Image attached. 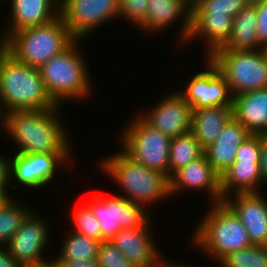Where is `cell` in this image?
Here are the masks:
<instances>
[{
	"label": "cell",
	"mask_w": 267,
	"mask_h": 267,
	"mask_svg": "<svg viewBox=\"0 0 267 267\" xmlns=\"http://www.w3.org/2000/svg\"><path fill=\"white\" fill-rule=\"evenodd\" d=\"M45 221L31 211L6 245L11 256L22 265L39 264L50 260L43 255L50 238V230Z\"/></svg>",
	"instance_id": "obj_13"
},
{
	"label": "cell",
	"mask_w": 267,
	"mask_h": 267,
	"mask_svg": "<svg viewBox=\"0 0 267 267\" xmlns=\"http://www.w3.org/2000/svg\"><path fill=\"white\" fill-rule=\"evenodd\" d=\"M74 40L59 15L43 25L27 27L12 33L4 41V49L17 61L39 69Z\"/></svg>",
	"instance_id": "obj_5"
},
{
	"label": "cell",
	"mask_w": 267,
	"mask_h": 267,
	"mask_svg": "<svg viewBox=\"0 0 267 267\" xmlns=\"http://www.w3.org/2000/svg\"><path fill=\"white\" fill-rule=\"evenodd\" d=\"M203 155L204 149L191 132L172 138L169 149V178Z\"/></svg>",
	"instance_id": "obj_26"
},
{
	"label": "cell",
	"mask_w": 267,
	"mask_h": 267,
	"mask_svg": "<svg viewBox=\"0 0 267 267\" xmlns=\"http://www.w3.org/2000/svg\"><path fill=\"white\" fill-rule=\"evenodd\" d=\"M15 198H5L0 204V246L7 245L22 222L31 212ZM22 204V205H21ZM29 210V211H28Z\"/></svg>",
	"instance_id": "obj_27"
},
{
	"label": "cell",
	"mask_w": 267,
	"mask_h": 267,
	"mask_svg": "<svg viewBox=\"0 0 267 267\" xmlns=\"http://www.w3.org/2000/svg\"><path fill=\"white\" fill-rule=\"evenodd\" d=\"M99 243L100 241L96 239L72 231L62 244L59 255L53 259L55 261L96 259Z\"/></svg>",
	"instance_id": "obj_28"
},
{
	"label": "cell",
	"mask_w": 267,
	"mask_h": 267,
	"mask_svg": "<svg viewBox=\"0 0 267 267\" xmlns=\"http://www.w3.org/2000/svg\"><path fill=\"white\" fill-rule=\"evenodd\" d=\"M261 193H234L223 201L245 226L252 245L267 246V199Z\"/></svg>",
	"instance_id": "obj_15"
},
{
	"label": "cell",
	"mask_w": 267,
	"mask_h": 267,
	"mask_svg": "<svg viewBox=\"0 0 267 267\" xmlns=\"http://www.w3.org/2000/svg\"><path fill=\"white\" fill-rule=\"evenodd\" d=\"M60 107L15 110L5 114V133L10 134L19 148L15 153L71 154L68 129L58 114Z\"/></svg>",
	"instance_id": "obj_1"
},
{
	"label": "cell",
	"mask_w": 267,
	"mask_h": 267,
	"mask_svg": "<svg viewBox=\"0 0 267 267\" xmlns=\"http://www.w3.org/2000/svg\"><path fill=\"white\" fill-rule=\"evenodd\" d=\"M247 4H256V3H259V2H262L263 0H244Z\"/></svg>",
	"instance_id": "obj_42"
},
{
	"label": "cell",
	"mask_w": 267,
	"mask_h": 267,
	"mask_svg": "<svg viewBox=\"0 0 267 267\" xmlns=\"http://www.w3.org/2000/svg\"><path fill=\"white\" fill-rule=\"evenodd\" d=\"M5 198L6 197L0 192V204H1L2 201H4Z\"/></svg>",
	"instance_id": "obj_45"
},
{
	"label": "cell",
	"mask_w": 267,
	"mask_h": 267,
	"mask_svg": "<svg viewBox=\"0 0 267 267\" xmlns=\"http://www.w3.org/2000/svg\"><path fill=\"white\" fill-rule=\"evenodd\" d=\"M246 5L244 0H191V15H229L234 18Z\"/></svg>",
	"instance_id": "obj_30"
},
{
	"label": "cell",
	"mask_w": 267,
	"mask_h": 267,
	"mask_svg": "<svg viewBox=\"0 0 267 267\" xmlns=\"http://www.w3.org/2000/svg\"><path fill=\"white\" fill-rule=\"evenodd\" d=\"M0 105L5 114L59 107L48 94L39 69L17 61L5 49L0 53Z\"/></svg>",
	"instance_id": "obj_2"
},
{
	"label": "cell",
	"mask_w": 267,
	"mask_h": 267,
	"mask_svg": "<svg viewBox=\"0 0 267 267\" xmlns=\"http://www.w3.org/2000/svg\"><path fill=\"white\" fill-rule=\"evenodd\" d=\"M22 267H57L55 260L50 258V260H47L46 262H42L39 264H26L23 265Z\"/></svg>",
	"instance_id": "obj_40"
},
{
	"label": "cell",
	"mask_w": 267,
	"mask_h": 267,
	"mask_svg": "<svg viewBox=\"0 0 267 267\" xmlns=\"http://www.w3.org/2000/svg\"><path fill=\"white\" fill-rule=\"evenodd\" d=\"M96 260L101 267H135L111 240L100 241Z\"/></svg>",
	"instance_id": "obj_32"
},
{
	"label": "cell",
	"mask_w": 267,
	"mask_h": 267,
	"mask_svg": "<svg viewBox=\"0 0 267 267\" xmlns=\"http://www.w3.org/2000/svg\"><path fill=\"white\" fill-rule=\"evenodd\" d=\"M165 267H185V266H181V265H174V263L172 264V262H171V264H170V262H168V263H165ZM187 267V266H186ZM193 267V266H192Z\"/></svg>",
	"instance_id": "obj_43"
},
{
	"label": "cell",
	"mask_w": 267,
	"mask_h": 267,
	"mask_svg": "<svg viewBox=\"0 0 267 267\" xmlns=\"http://www.w3.org/2000/svg\"><path fill=\"white\" fill-rule=\"evenodd\" d=\"M11 171V158H5L0 155V192L6 197H11L8 191Z\"/></svg>",
	"instance_id": "obj_36"
},
{
	"label": "cell",
	"mask_w": 267,
	"mask_h": 267,
	"mask_svg": "<svg viewBox=\"0 0 267 267\" xmlns=\"http://www.w3.org/2000/svg\"><path fill=\"white\" fill-rule=\"evenodd\" d=\"M220 267H267V246L252 245L224 256Z\"/></svg>",
	"instance_id": "obj_29"
},
{
	"label": "cell",
	"mask_w": 267,
	"mask_h": 267,
	"mask_svg": "<svg viewBox=\"0 0 267 267\" xmlns=\"http://www.w3.org/2000/svg\"><path fill=\"white\" fill-rule=\"evenodd\" d=\"M181 18L184 21L179 37L181 43H186L191 28V0H149L145 21L139 28L148 33L159 32Z\"/></svg>",
	"instance_id": "obj_18"
},
{
	"label": "cell",
	"mask_w": 267,
	"mask_h": 267,
	"mask_svg": "<svg viewBox=\"0 0 267 267\" xmlns=\"http://www.w3.org/2000/svg\"><path fill=\"white\" fill-rule=\"evenodd\" d=\"M233 117L251 135L267 134V88L233 96Z\"/></svg>",
	"instance_id": "obj_21"
},
{
	"label": "cell",
	"mask_w": 267,
	"mask_h": 267,
	"mask_svg": "<svg viewBox=\"0 0 267 267\" xmlns=\"http://www.w3.org/2000/svg\"><path fill=\"white\" fill-rule=\"evenodd\" d=\"M0 126L5 129V113L2 109V106L0 105Z\"/></svg>",
	"instance_id": "obj_41"
},
{
	"label": "cell",
	"mask_w": 267,
	"mask_h": 267,
	"mask_svg": "<svg viewBox=\"0 0 267 267\" xmlns=\"http://www.w3.org/2000/svg\"><path fill=\"white\" fill-rule=\"evenodd\" d=\"M114 154L105 157L100 166L124 190L123 197L144 208L171 197L170 178L167 175L135 162L122 150Z\"/></svg>",
	"instance_id": "obj_3"
},
{
	"label": "cell",
	"mask_w": 267,
	"mask_h": 267,
	"mask_svg": "<svg viewBox=\"0 0 267 267\" xmlns=\"http://www.w3.org/2000/svg\"><path fill=\"white\" fill-rule=\"evenodd\" d=\"M205 58V71L194 75L185 87L178 93L192 106V109L213 106H232L233 96L227 81L218 68Z\"/></svg>",
	"instance_id": "obj_11"
},
{
	"label": "cell",
	"mask_w": 267,
	"mask_h": 267,
	"mask_svg": "<svg viewBox=\"0 0 267 267\" xmlns=\"http://www.w3.org/2000/svg\"><path fill=\"white\" fill-rule=\"evenodd\" d=\"M11 21L3 31L4 42L12 33L32 26L43 25L60 15V0H10Z\"/></svg>",
	"instance_id": "obj_19"
},
{
	"label": "cell",
	"mask_w": 267,
	"mask_h": 267,
	"mask_svg": "<svg viewBox=\"0 0 267 267\" xmlns=\"http://www.w3.org/2000/svg\"><path fill=\"white\" fill-rule=\"evenodd\" d=\"M169 95V96H168ZM166 95L155 108L140 113V117L151 127L170 139L190 132L192 106L178 93Z\"/></svg>",
	"instance_id": "obj_14"
},
{
	"label": "cell",
	"mask_w": 267,
	"mask_h": 267,
	"mask_svg": "<svg viewBox=\"0 0 267 267\" xmlns=\"http://www.w3.org/2000/svg\"><path fill=\"white\" fill-rule=\"evenodd\" d=\"M149 0H119V17L125 18L138 28L144 23Z\"/></svg>",
	"instance_id": "obj_33"
},
{
	"label": "cell",
	"mask_w": 267,
	"mask_h": 267,
	"mask_svg": "<svg viewBox=\"0 0 267 267\" xmlns=\"http://www.w3.org/2000/svg\"><path fill=\"white\" fill-rule=\"evenodd\" d=\"M4 49V42L0 40V53Z\"/></svg>",
	"instance_id": "obj_44"
},
{
	"label": "cell",
	"mask_w": 267,
	"mask_h": 267,
	"mask_svg": "<svg viewBox=\"0 0 267 267\" xmlns=\"http://www.w3.org/2000/svg\"><path fill=\"white\" fill-rule=\"evenodd\" d=\"M71 214L74 227L71 231L101 241L100 222L86 203Z\"/></svg>",
	"instance_id": "obj_31"
},
{
	"label": "cell",
	"mask_w": 267,
	"mask_h": 267,
	"mask_svg": "<svg viewBox=\"0 0 267 267\" xmlns=\"http://www.w3.org/2000/svg\"><path fill=\"white\" fill-rule=\"evenodd\" d=\"M260 173L264 184H267V134L262 135Z\"/></svg>",
	"instance_id": "obj_38"
},
{
	"label": "cell",
	"mask_w": 267,
	"mask_h": 267,
	"mask_svg": "<svg viewBox=\"0 0 267 267\" xmlns=\"http://www.w3.org/2000/svg\"><path fill=\"white\" fill-rule=\"evenodd\" d=\"M250 136L248 130L232 117L216 141L204 149L209 164L220 176L234 163L238 148Z\"/></svg>",
	"instance_id": "obj_20"
},
{
	"label": "cell",
	"mask_w": 267,
	"mask_h": 267,
	"mask_svg": "<svg viewBox=\"0 0 267 267\" xmlns=\"http://www.w3.org/2000/svg\"><path fill=\"white\" fill-rule=\"evenodd\" d=\"M77 45L79 41L74 40L65 50L39 68L48 94L60 106L65 100H83L86 96L89 97L92 90L88 65Z\"/></svg>",
	"instance_id": "obj_6"
},
{
	"label": "cell",
	"mask_w": 267,
	"mask_h": 267,
	"mask_svg": "<svg viewBox=\"0 0 267 267\" xmlns=\"http://www.w3.org/2000/svg\"><path fill=\"white\" fill-rule=\"evenodd\" d=\"M262 135H251L238 148L234 162L260 163Z\"/></svg>",
	"instance_id": "obj_34"
},
{
	"label": "cell",
	"mask_w": 267,
	"mask_h": 267,
	"mask_svg": "<svg viewBox=\"0 0 267 267\" xmlns=\"http://www.w3.org/2000/svg\"><path fill=\"white\" fill-rule=\"evenodd\" d=\"M6 247V248H5ZM23 265L16 261L8 251L7 246H0V267H22Z\"/></svg>",
	"instance_id": "obj_39"
},
{
	"label": "cell",
	"mask_w": 267,
	"mask_h": 267,
	"mask_svg": "<svg viewBox=\"0 0 267 267\" xmlns=\"http://www.w3.org/2000/svg\"><path fill=\"white\" fill-rule=\"evenodd\" d=\"M256 5L247 4L233 19L231 34L226 43L218 49L227 50H259L257 34Z\"/></svg>",
	"instance_id": "obj_25"
},
{
	"label": "cell",
	"mask_w": 267,
	"mask_h": 267,
	"mask_svg": "<svg viewBox=\"0 0 267 267\" xmlns=\"http://www.w3.org/2000/svg\"><path fill=\"white\" fill-rule=\"evenodd\" d=\"M150 222L144 227L121 229L110 239L135 267H165L149 233Z\"/></svg>",
	"instance_id": "obj_16"
},
{
	"label": "cell",
	"mask_w": 267,
	"mask_h": 267,
	"mask_svg": "<svg viewBox=\"0 0 267 267\" xmlns=\"http://www.w3.org/2000/svg\"><path fill=\"white\" fill-rule=\"evenodd\" d=\"M233 19L229 15H191V28L186 44L197 37L205 39V47L208 49H206L205 57H209L228 40Z\"/></svg>",
	"instance_id": "obj_22"
},
{
	"label": "cell",
	"mask_w": 267,
	"mask_h": 267,
	"mask_svg": "<svg viewBox=\"0 0 267 267\" xmlns=\"http://www.w3.org/2000/svg\"><path fill=\"white\" fill-rule=\"evenodd\" d=\"M60 15L71 36L81 41L97 27L119 18V0H60Z\"/></svg>",
	"instance_id": "obj_10"
},
{
	"label": "cell",
	"mask_w": 267,
	"mask_h": 267,
	"mask_svg": "<svg viewBox=\"0 0 267 267\" xmlns=\"http://www.w3.org/2000/svg\"><path fill=\"white\" fill-rule=\"evenodd\" d=\"M70 156L71 154L15 153L11 159L10 180H17L15 182L24 188L38 190L54 179L56 170L61 164L71 161Z\"/></svg>",
	"instance_id": "obj_12"
},
{
	"label": "cell",
	"mask_w": 267,
	"mask_h": 267,
	"mask_svg": "<svg viewBox=\"0 0 267 267\" xmlns=\"http://www.w3.org/2000/svg\"><path fill=\"white\" fill-rule=\"evenodd\" d=\"M122 150L135 162L169 177L171 139L148 125L138 116L128 123L121 134Z\"/></svg>",
	"instance_id": "obj_8"
},
{
	"label": "cell",
	"mask_w": 267,
	"mask_h": 267,
	"mask_svg": "<svg viewBox=\"0 0 267 267\" xmlns=\"http://www.w3.org/2000/svg\"><path fill=\"white\" fill-rule=\"evenodd\" d=\"M205 190L212 203L222 201L220 188V175L209 164L205 155L196 161L180 168L170 178V193L174 196L176 193L184 190ZM180 191V192H179Z\"/></svg>",
	"instance_id": "obj_17"
},
{
	"label": "cell",
	"mask_w": 267,
	"mask_h": 267,
	"mask_svg": "<svg viewBox=\"0 0 267 267\" xmlns=\"http://www.w3.org/2000/svg\"><path fill=\"white\" fill-rule=\"evenodd\" d=\"M92 196L86 204L100 222L101 241L110 240L121 229L144 227L151 219L146 208L122 195Z\"/></svg>",
	"instance_id": "obj_9"
},
{
	"label": "cell",
	"mask_w": 267,
	"mask_h": 267,
	"mask_svg": "<svg viewBox=\"0 0 267 267\" xmlns=\"http://www.w3.org/2000/svg\"><path fill=\"white\" fill-rule=\"evenodd\" d=\"M210 206L191 238L195 246L216 263L230 253L252 246L245 226L224 201Z\"/></svg>",
	"instance_id": "obj_4"
},
{
	"label": "cell",
	"mask_w": 267,
	"mask_h": 267,
	"mask_svg": "<svg viewBox=\"0 0 267 267\" xmlns=\"http://www.w3.org/2000/svg\"><path fill=\"white\" fill-rule=\"evenodd\" d=\"M57 267H101L96 259L73 261H55Z\"/></svg>",
	"instance_id": "obj_37"
},
{
	"label": "cell",
	"mask_w": 267,
	"mask_h": 267,
	"mask_svg": "<svg viewBox=\"0 0 267 267\" xmlns=\"http://www.w3.org/2000/svg\"><path fill=\"white\" fill-rule=\"evenodd\" d=\"M228 83L232 96L267 88V51L216 49L209 57Z\"/></svg>",
	"instance_id": "obj_7"
},
{
	"label": "cell",
	"mask_w": 267,
	"mask_h": 267,
	"mask_svg": "<svg viewBox=\"0 0 267 267\" xmlns=\"http://www.w3.org/2000/svg\"><path fill=\"white\" fill-rule=\"evenodd\" d=\"M232 117V106L192 109L190 132L205 149L216 141L223 127Z\"/></svg>",
	"instance_id": "obj_23"
},
{
	"label": "cell",
	"mask_w": 267,
	"mask_h": 267,
	"mask_svg": "<svg viewBox=\"0 0 267 267\" xmlns=\"http://www.w3.org/2000/svg\"><path fill=\"white\" fill-rule=\"evenodd\" d=\"M257 10V34L259 44L267 48V0L256 3Z\"/></svg>",
	"instance_id": "obj_35"
},
{
	"label": "cell",
	"mask_w": 267,
	"mask_h": 267,
	"mask_svg": "<svg viewBox=\"0 0 267 267\" xmlns=\"http://www.w3.org/2000/svg\"><path fill=\"white\" fill-rule=\"evenodd\" d=\"M261 185L263 186V180L260 173V163L234 162L220 176L222 201L233 192H261L259 189Z\"/></svg>",
	"instance_id": "obj_24"
}]
</instances>
